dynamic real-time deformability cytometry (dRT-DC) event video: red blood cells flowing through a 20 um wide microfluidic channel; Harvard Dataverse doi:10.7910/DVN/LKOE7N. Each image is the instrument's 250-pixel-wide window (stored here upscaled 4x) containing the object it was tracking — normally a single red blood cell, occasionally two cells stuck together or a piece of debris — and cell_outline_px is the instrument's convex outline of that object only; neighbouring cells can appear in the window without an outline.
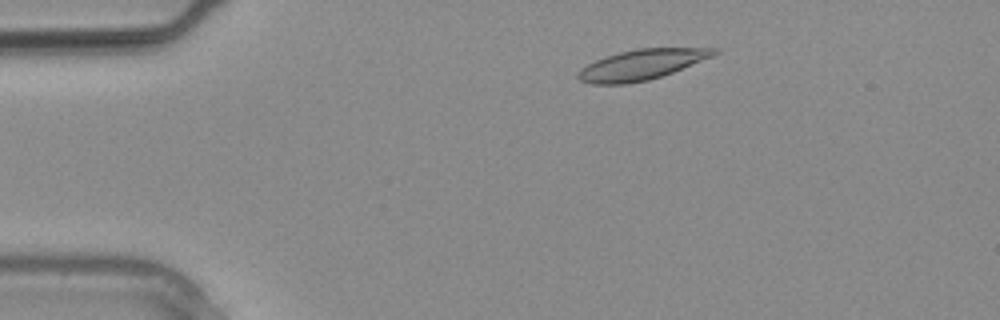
{"species": "common noctule bat (a hibernating species)", "species_latin": "Nyctalus noctula", "temperature_condition": "warm", "stored_images_in_passage": 7, "camera_frame_rate_fps": 3000, "um_per_image_px": 0.085, "animal": {"sex": "male", "body_mass_g": 20.4}, "frame": {"image": 1, "passage_image": 3, "time_ms": 0.667, "image_size_px": [1000, 320], "cell_outline_px": [[720, 52], [712, 56], [672, 72], [648, 80], [628, 84], [592, 84], [580, 80], [576, 76], [580, 68], [596, 60], [620, 52], [640, 48], [720, 48]], "centroid_in_image_um": [54.52, 5.5], "position_along_channel_um": 30.5, "area_um2": 23.7}}